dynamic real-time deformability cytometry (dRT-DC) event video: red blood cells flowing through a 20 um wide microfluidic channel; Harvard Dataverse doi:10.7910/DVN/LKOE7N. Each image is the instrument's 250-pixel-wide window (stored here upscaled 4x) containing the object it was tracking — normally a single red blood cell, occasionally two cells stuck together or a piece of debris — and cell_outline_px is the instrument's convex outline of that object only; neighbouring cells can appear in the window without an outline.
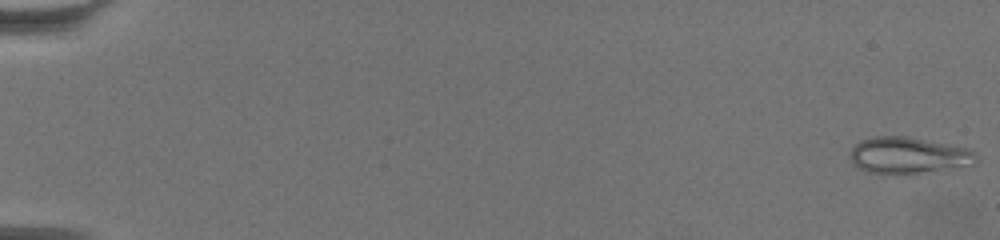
{"species": "common noctule bat (a hibernating species)", "species_latin": "Nyctalus noctula", "temperature_condition": "warm", "stored_images_in_passage": 63, "camera_frame_rate_fps": 3000, "um_per_image_px": 0.085, "animal": {"sex": "female", "body_mass_g": 19.5, "forearm_length_mm": 54.1}, "frame": {"image": 1, "passage_image": 1, "time_ms": 0.0, "image_size_px": [1000, 240], "cell_outline_px": [[980, 160], [976, 164], [920, 172], [868, 172], [856, 168], [852, 164], [848, 156], [848, 152], [860, 140], [876, 136], [908, 136], [972, 148], [976, 152]], "centroid_in_image_um": [77.23, 13.17], "position_along_channel_um": 7.8, "area_um2": 26.88}}
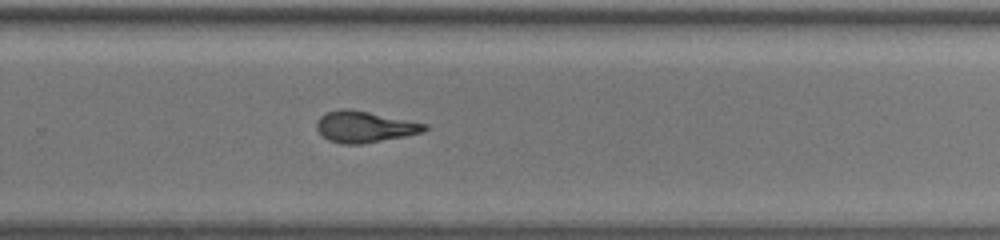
{"frame": {"image": 2, "passage_image": 44, "time_ms": 14.333, "image_size_px": [1000, 240], "cell_outline_px": [[428, 128], [424, 132], [404, 136], [360, 144], [340, 144], [328, 140], [316, 128], [316, 120], [320, 116], [328, 112], [344, 108], [348, 108], [428, 124]], "centroid_in_image_um": [30.97, 10.78], "position_along_channel_um": 298.8, "area_um2": 19.48}}
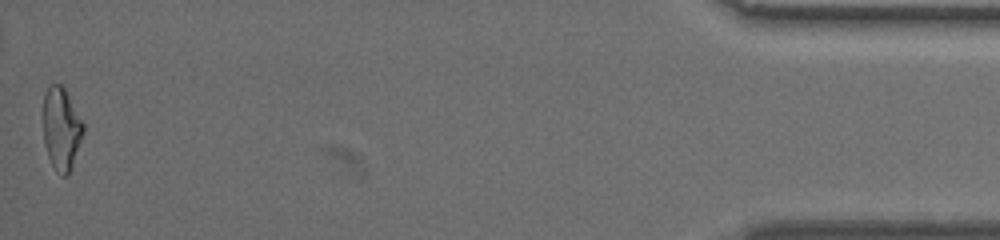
{"frame": {"image": 3, "passage_image": 63, "time_ms": 20.667, "image_size_px": [1000, 240], "cell_outline_px": [[84, 132], [68, 176], [60, 176], [56, 172], [48, 156], [44, 144], [44, 96], [48, 88], [52, 84], [60, 84], [64, 88], [84, 124]], "centroid_in_image_um": [5.22, 10.98], "position_along_channel_um": 430.0, "area_um2": 19.02}, "authors_computed_cell_mechanics": {"area_um2": 20.0566, "velocity_mm_per_s": 3.4011, "shape_relaxation_time_tau1_ms": 8.931, "shape_relaxation_time_tau2_ms": 2.6155, "deformation_change_tau1": 0.2699, "deformation_change_tau2": 0.1145}}